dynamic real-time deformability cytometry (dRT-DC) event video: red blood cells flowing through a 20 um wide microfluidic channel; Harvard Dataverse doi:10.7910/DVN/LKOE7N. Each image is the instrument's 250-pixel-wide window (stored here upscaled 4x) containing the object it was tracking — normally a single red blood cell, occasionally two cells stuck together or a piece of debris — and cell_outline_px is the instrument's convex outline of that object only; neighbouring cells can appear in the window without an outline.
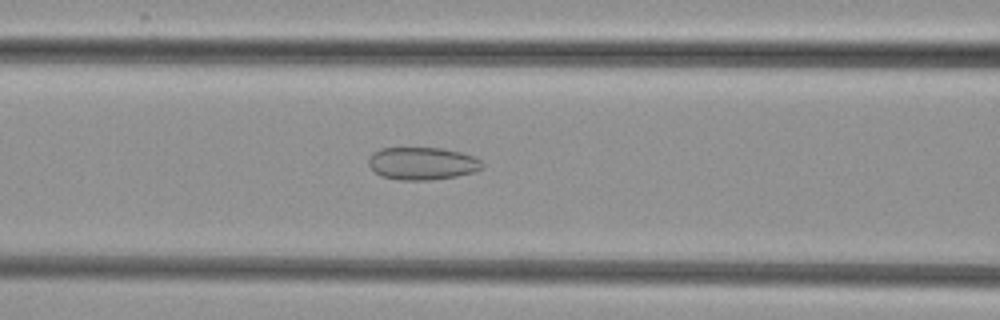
{"species": "common noctule bat (a hibernating species)", "species_latin": "Nyctalus noctula", "temperature_condition": "cold", "stored_images_in_passage": 52, "camera_frame_rate_fps": 3000, "um_per_image_px": 0.085, "animal": {"sex": "female", "body_mass_g": 29.2, "forearm_length_mm": 56.3}, "frame": {"image": 1, "passage_image": 22, "time_ms": 7.0, "image_size_px": [1000, 320], "cell_outline_px": [[484, 168], [472, 172], [456, 176], [428, 180], [400, 180], [380, 176], [368, 164], [368, 160], [372, 152], [380, 148], [444, 148], [476, 156], [484, 164]], "centroid_in_image_um": [35.9, 13.88], "position_along_channel_um": 130.7, "area_um2": 21.73}}
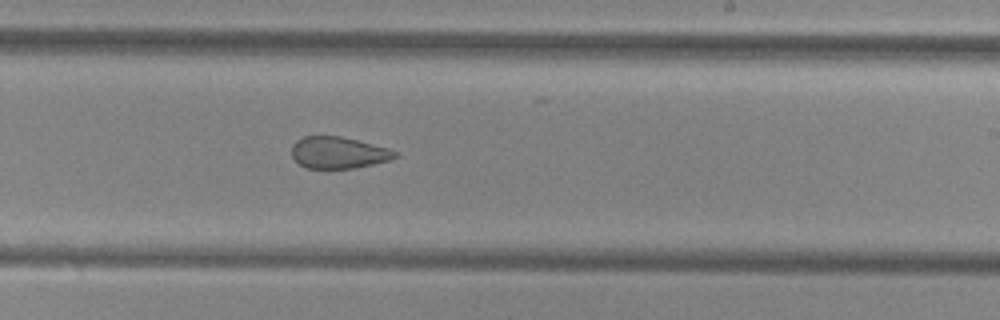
{"frame": {"image": 2, "passage_image": 32, "time_ms": 10.333, "image_size_px": [1000, 320], "cell_outline_px": [[400, 156], [392, 160], [352, 168], [308, 168], [300, 164], [292, 156], [292, 144], [296, 140], [304, 136], [340, 136], [388, 148], [396, 152]], "centroid_in_image_um": [28.77, 12.97], "position_along_channel_um": 260.2, "area_um2": 18.96}}
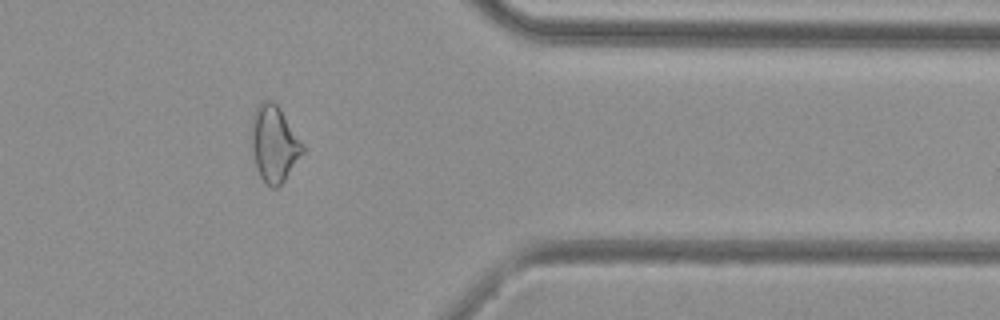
{"frame": {"image": 3, "passage_image": 43, "time_ms": 14.0, "image_size_px": [1000, 320], "cell_outline_px": [[304, 152], [284, 180], [276, 188], [272, 188], [264, 184], [256, 168], [252, 152], [252, 116], [260, 100], [272, 100], [280, 108], [304, 144]], "centroid_in_image_um": [23.3, 12.22], "position_along_channel_um": 388.1, "area_um2": 22.83}}